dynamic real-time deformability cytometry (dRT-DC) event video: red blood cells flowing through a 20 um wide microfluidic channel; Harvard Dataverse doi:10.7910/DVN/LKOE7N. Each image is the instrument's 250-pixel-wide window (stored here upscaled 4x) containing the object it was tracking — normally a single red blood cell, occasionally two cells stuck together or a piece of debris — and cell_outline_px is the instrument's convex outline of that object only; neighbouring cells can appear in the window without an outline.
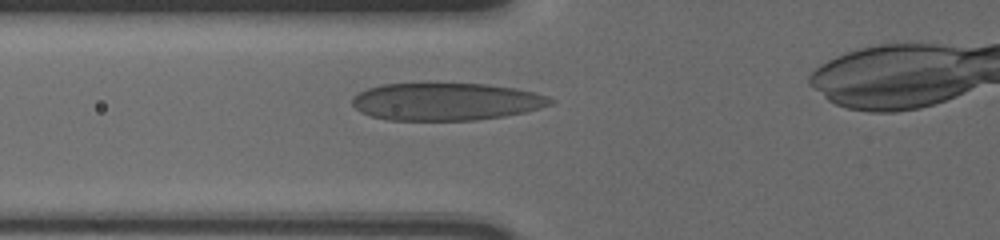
{"species": "human", "species_latin": "Homo sapiens", "temperature_condition": "cold", "stored_images_in_passage": 39, "camera_frame_rate_fps": 3000, "um_per_image_px": 0.085, "donor": {"sex": "male"}, "frame": {"image": 1, "passage_image": 9, "time_ms": 2.667, "image_size_px": [1000, 240], "cell_outline_px": [[556, 100], [552, 104], [540, 108], [524, 112], [504, 116], [476, 120], [388, 120], [372, 116], [360, 112], [352, 104], [352, 96], [368, 88], [384, 84], [488, 84], [516, 88], [536, 92], [548, 96]], "centroid_in_image_um": [37.95, 8.64], "position_along_channel_um": 87.8, "area_um2": 43.35}}
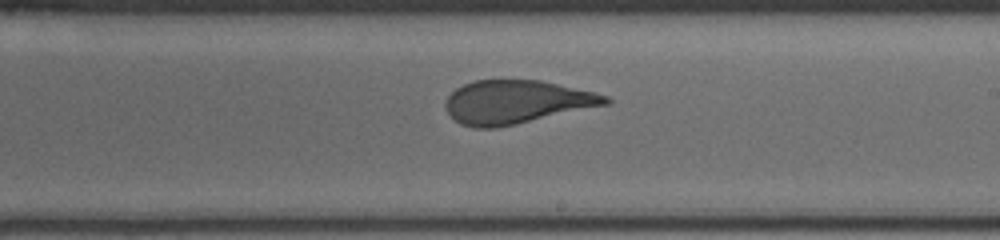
{"frame": {"image": 2, "passage_image": 22, "time_ms": 7.0, "image_size_px": [1000, 240], "cell_outline_px": [[612, 100], [608, 104], [516, 124], [496, 128], [472, 128], [460, 124], [448, 112], [444, 104], [448, 96], [456, 88], [472, 80], [540, 80], [592, 92], [608, 96]], "centroid_in_image_um": [43.85, 8.67], "position_along_channel_um": 245.1, "area_um2": 40.17}}
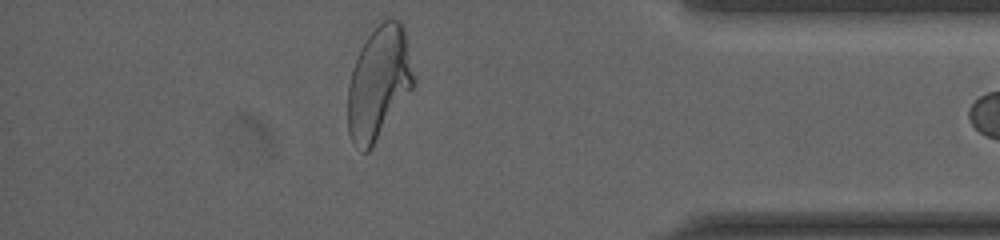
{"frame": {"image": 3, "passage_image": 37, "time_ms": 12.0, "image_size_px": [1000, 240], "cell_outline_px": [[416, 84], [372, 148], [368, 152], [364, 152], [352, 140], [348, 132], [348, 84], [360, 48], [368, 36], [384, 20], [392, 16], [400, 20], [404, 24], [416, 80]], "centroid_in_image_um": [32.24, 7.02], "position_along_channel_um": 403.0, "area_um2": 43.58}}